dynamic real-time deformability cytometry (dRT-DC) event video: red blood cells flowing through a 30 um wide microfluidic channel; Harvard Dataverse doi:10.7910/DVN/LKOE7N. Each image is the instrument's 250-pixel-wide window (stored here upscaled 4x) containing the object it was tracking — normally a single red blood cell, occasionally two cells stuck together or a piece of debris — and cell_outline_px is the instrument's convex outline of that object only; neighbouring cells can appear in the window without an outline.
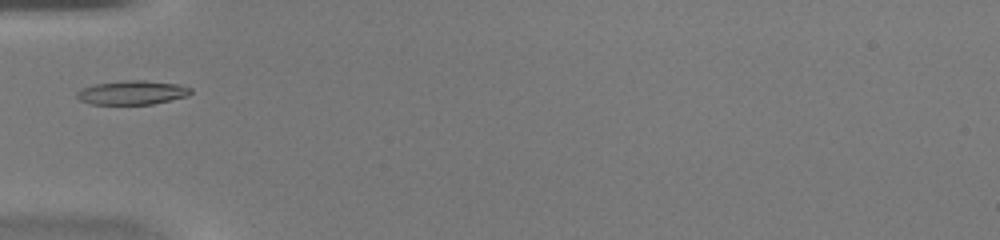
{"species": "common noctule bat (a hibernating species)", "species_latin": "Nyctalus noctula", "temperature_condition": "warm", "stored_images_in_passage": 33, "camera_frame_rate_fps": 3000, "um_per_image_px": 0.085, "animal": {"sex": "female", "body_mass_g": 20.0, "forearm_length_mm": 54.0}, "frame": {"image": 1, "passage_image": 1, "time_ms": 0.0, "image_size_px": [1000, 240], "cell_outline_px": [[192, 92], [188, 96], [152, 104], [88, 104], [80, 100], [76, 96], [76, 92], [80, 88], [96, 84], [124, 80], [144, 80], [180, 84], [192, 88]], "centroid_in_image_um": [11.24, 7.86], "position_along_channel_um": 73.8, "area_um2": 16.07}}
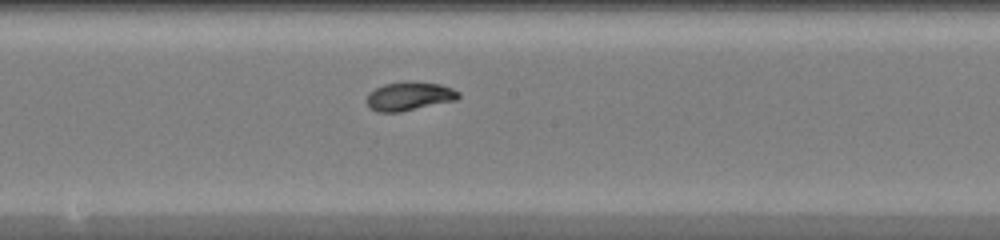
{"frame": {"image": 2, "passage_image": 11, "time_ms": 3.333, "image_size_px": [1000, 240], "cell_outline_px": [[460, 96], [456, 100], [400, 112], [376, 112], [368, 108], [368, 92], [384, 84], [408, 80], [440, 84], [452, 88], [460, 92]], "centroid_in_image_um": [34.78, 8.17], "position_along_channel_um": 213.4, "area_um2": 15.49}}
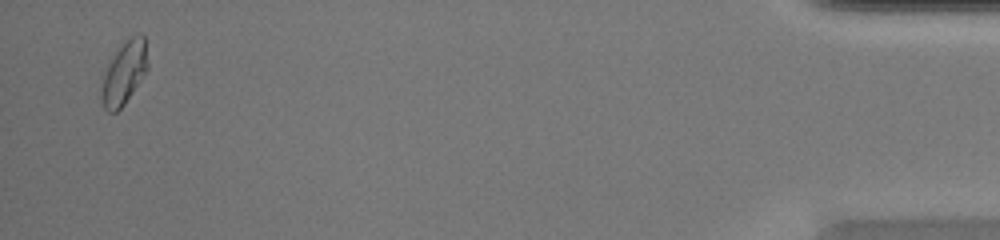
{"frame": {"image": 3, "passage_image": 32, "time_ms": 10.333, "image_size_px": [1000, 240], "cell_outline_px": [[148, 68], [124, 104], [116, 112], [108, 112], [104, 108], [100, 100], [100, 88], [104, 68], [124, 40], [140, 32], [144, 36], [148, 64]], "centroid_in_image_um": [10.51, 6.18], "position_along_channel_um": 424.7, "area_um2": 17.17}, "authors_computed_cell_mechanics": {"area_um2": 15.028, "velocity_mm_per_s": 4.1891, "shape_relaxation_time_tau1_ms": 5.3142, "shape_relaxation_time_tau2_ms": null, "deformation_change_tau1": 0.1682, "deformation_change_tau2": null}}